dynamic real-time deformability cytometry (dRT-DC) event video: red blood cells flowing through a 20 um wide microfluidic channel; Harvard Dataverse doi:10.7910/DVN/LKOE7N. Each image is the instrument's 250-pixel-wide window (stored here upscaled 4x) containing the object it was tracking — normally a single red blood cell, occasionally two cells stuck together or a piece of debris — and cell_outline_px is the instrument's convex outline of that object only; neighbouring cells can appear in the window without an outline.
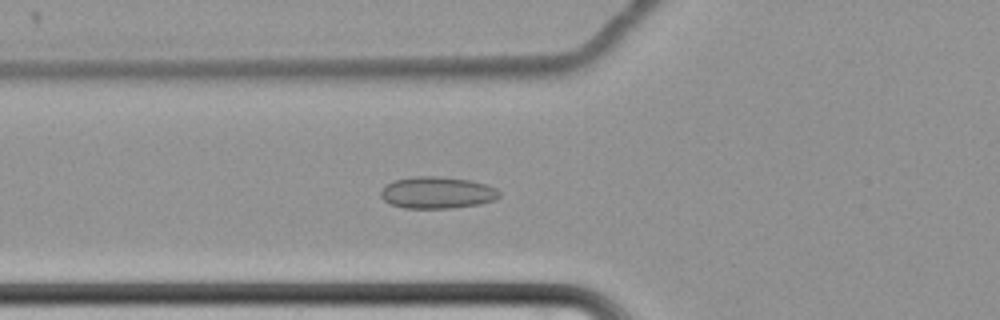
{"species": "common noctule bat (a hibernating species)", "species_latin": "Nyctalus noctula", "temperature_condition": "cold", "stored_images_in_passage": 66, "camera_frame_rate_fps": 3000, "um_per_image_px": 0.085, "animal": {"sex": "female", "body_mass_g": 22.7, "forearm_length_mm": 54.2}, "frame": {"image": 1, "passage_image": 28, "time_ms": 9.0, "image_size_px": [1000, 320], "cell_outline_px": [[500, 196], [496, 200], [480, 204], [452, 208], [404, 208], [388, 204], [380, 196], [380, 192], [384, 184], [396, 180], [416, 176], [436, 176], [468, 180], [484, 184], [496, 188], [500, 192]], "centroid_in_image_um": [37.13, 16.38], "position_along_channel_um": 88.7, "area_um2": 22.08}}
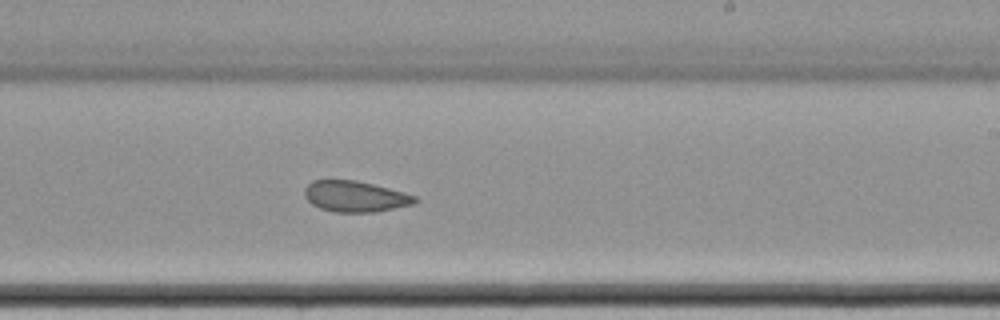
{"frame": {"image": 2, "passage_image": 43, "time_ms": 14.0, "image_size_px": [1000, 320], "cell_outline_px": [[420, 200], [416, 204], [376, 212], [336, 212], [320, 208], [312, 204], [304, 196], [304, 188], [312, 180], [356, 180], [404, 192], [416, 196]], "centroid_in_image_um": [30.22, 16.7], "position_along_channel_um": 258.8, "area_um2": 20.06}}
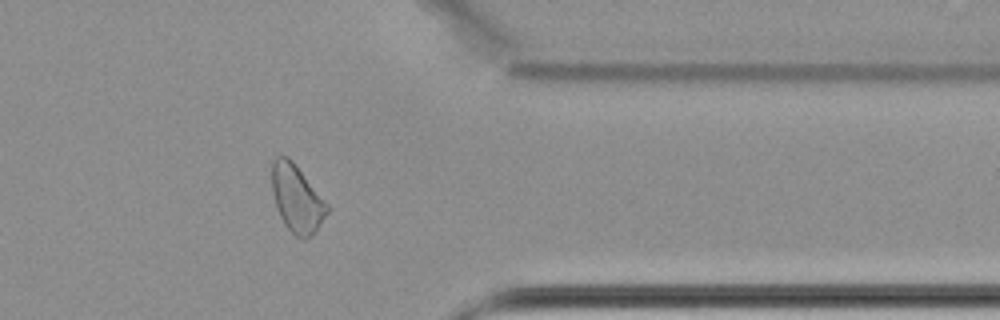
{"frame": {"image": 3, "passage_image": 55, "time_ms": 18.0, "image_size_px": [1000, 320], "cell_outline_px": [[328, 212], [316, 232], [304, 240], [296, 236], [284, 224], [280, 216], [272, 192], [272, 160], [276, 156], [288, 156], [292, 160], [328, 204]], "centroid_in_image_um": [25.23, 16.88], "position_along_channel_um": 386.2, "area_um2": 21.56}, "authors_computed_cell_mechanics": {"area_um2": 22.4264, "velocity_mm_per_s": 3.4153, "shape_relaxation_time_tau1_ms": null, "shape_relaxation_time_tau2_ms": 2.8141, "deformation_change_tau1": null, "deformation_change_tau2": 0.0897}}